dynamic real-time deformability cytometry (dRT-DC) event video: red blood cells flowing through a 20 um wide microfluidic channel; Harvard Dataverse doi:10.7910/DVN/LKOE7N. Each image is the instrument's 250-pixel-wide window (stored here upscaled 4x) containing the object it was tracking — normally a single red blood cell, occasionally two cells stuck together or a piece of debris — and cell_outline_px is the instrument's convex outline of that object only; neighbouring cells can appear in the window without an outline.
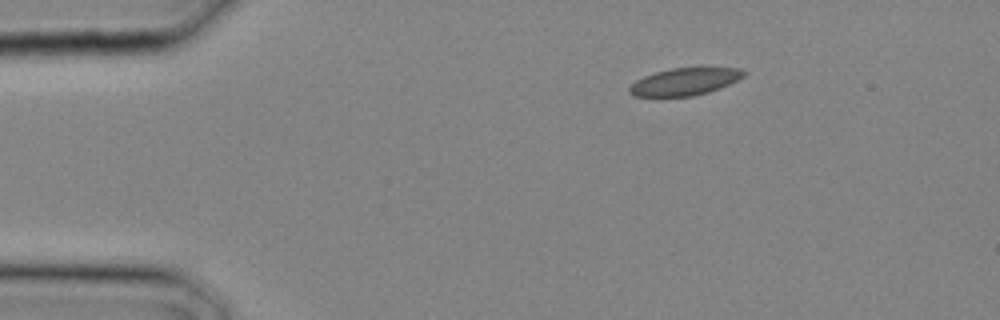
{"species": "common noctule bat (a hibernating species)", "species_latin": "Nyctalus noctula", "temperature_condition": "cold", "stored_images_in_passage": 2, "camera_frame_rate_fps": 3000, "um_per_image_px": 0.085, "animal": {"sex": "male", "body_mass_g": 20.4}, "frame": {"image": 1, "passage_image": 1, "time_ms": 0.0, "image_size_px": [1000, 320], "cell_outline_px": [[748, 72], [744, 76], [720, 88], [708, 92], [692, 96], [632, 96], [628, 92], [628, 88], [636, 80], [644, 76], [656, 72], [672, 68], [740, 68]], "centroid_in_image_um": [58.19, 6.94], "position_along_channel_um": 26.8, "area_um2": 18.03}}
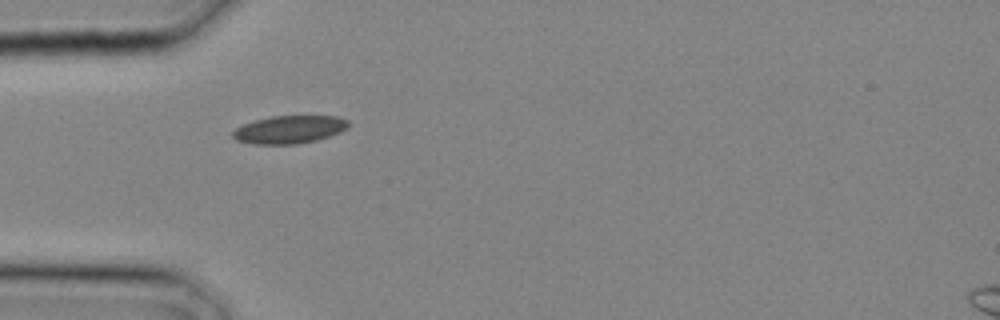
{"frame": {"image": 2, "passage_image": 2, "time_ms": 0.333, "image_size_px": [1000, 320], "cell_outline_px": [[352, 124], [348, 128], [340, 132], [316, 140], [296, 144], [252, 144], [236, 140], [232, 136], [232, 132], [236, 128], [244, 124], [256, 120], [272, 116], [336, 116], [348, 120]], "centroid_in_image_um": [24.62, 11.01], "position_along_channel_um": 60.4, "area_um2": 18.79}}